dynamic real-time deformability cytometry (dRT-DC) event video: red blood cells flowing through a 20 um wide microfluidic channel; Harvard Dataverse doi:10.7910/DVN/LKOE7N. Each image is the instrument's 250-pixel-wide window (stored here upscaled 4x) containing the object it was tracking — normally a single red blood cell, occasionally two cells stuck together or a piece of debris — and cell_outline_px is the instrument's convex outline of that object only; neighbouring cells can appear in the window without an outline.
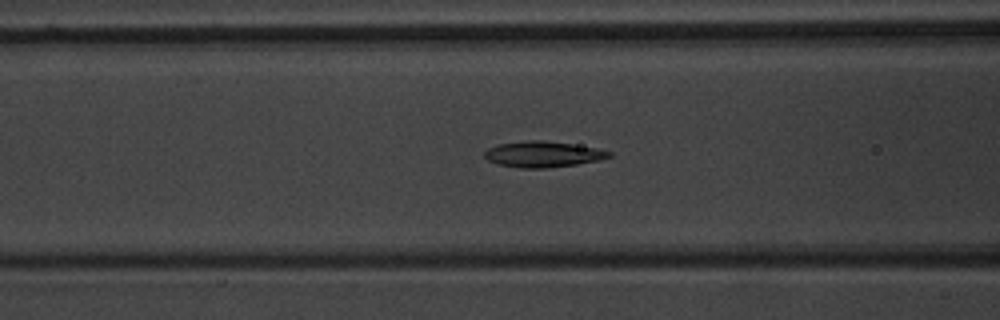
{"species": "common noctule bat (a hibernating species)", "species_latin": "Nyctalus noctula", "temperature_condition": "warm", "stored_images_in_passage": 47, "camera_frame_rate_fps": 3000, "um_per_image_px": 0.085, "animal": {"sex": "male", "body_mass_g": 20.1, "forearm_length_mm": 53.5}, "frame": {"image": 1, "passage_image": 22, "time_ms": 7.0, "image_size_px": [1000, 320], "cell_outline_px": [[612, 156], [600, 160], [576, 164], [548, 168], [520, 168], [496, 164], [488, 160], [484, 156], [484, 152], [488, 148], [500, 144], [528, 140], [540, 140], [572, 144], [600, 148], [612, 152]], "centroid_in_image_um": [46.17, 13.11], "position_along_channel_um": 120.4, "area_um2": 18.84}}
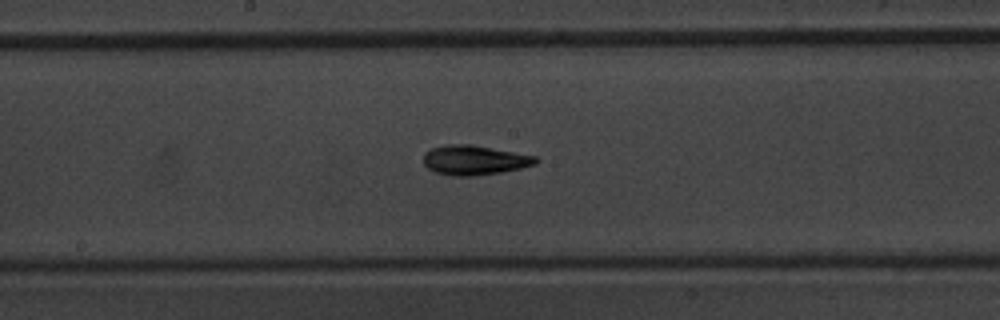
{"frame": {"image": 2, "passage_image": 29, "time_ms": 9.333, "image_size_px": [1000, 320], "cell_outline_px": [[540, 160], [536, 164], [520, 168], [500, 172], [472, 176], [456, 176], [436, 172], [428, 168], [424, 164], [424, 152], [432, 148], [444, 144], [472, 144], [536, 156]], "centroid_in_image_um": [40.33, 13.59], "position_along_channel_um": 207.9, "area_um2": 19.36}}
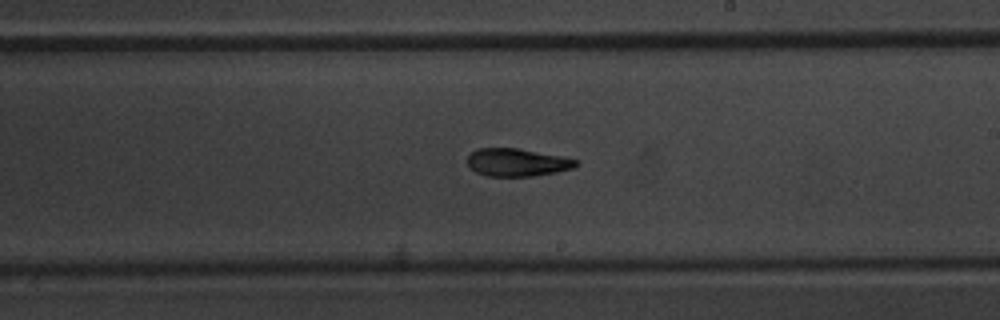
{"frame": {"image": 3, "passage_image": 32, "time_ms": 10.333, "image_size_px": [1000, 320], "cell_outline_px": [[580, 164], [576, 168], [556, 172], [532, 176], [488, 176], [476, 172], [468, 164], [468, 156], [476, 148], [520, 148], [564, 156], [580, 160]], "centroid_in_image_um": [44.04, 13.79], "position_along_channel_um": 245.0, "area_um2": 17.86}, "authors_computed_cell_mechanics": {"area_um2": 18.496, "velocity_mm_per_s": 3.7484, "shape_relaxation_time_tau1_ms": 4.5936, "shape_relaxation_time_tau2_ms": 3.0398, "deformation_change_tau1": 0.1563, "deformation_change_tau2": 0.0859}}